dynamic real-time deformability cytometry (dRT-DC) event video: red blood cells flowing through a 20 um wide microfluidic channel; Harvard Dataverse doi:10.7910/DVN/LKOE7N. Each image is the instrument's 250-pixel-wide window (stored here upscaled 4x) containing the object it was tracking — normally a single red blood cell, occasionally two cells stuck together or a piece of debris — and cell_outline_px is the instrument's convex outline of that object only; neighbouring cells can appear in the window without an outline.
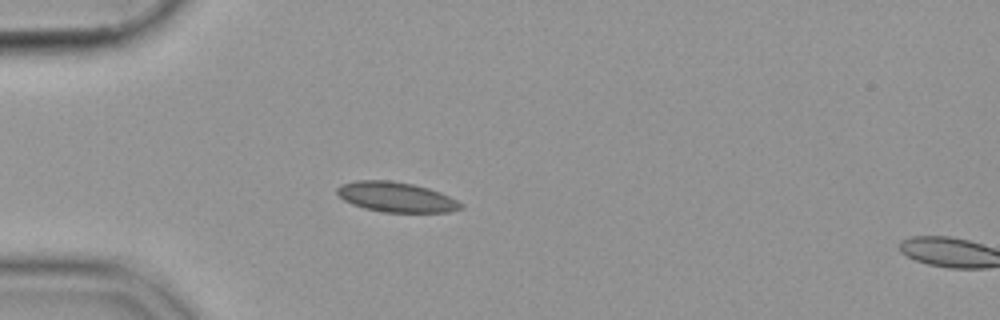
{"species": "common noctule bat (a hibernating species)", "species_latin": "Nyctalus noctula", "temperature_condition": "cold", "stored_images_in_passage": 17, "camera_frame_rate_fps": 3000, "um_per_image_px": 0.085, "animal": {"sex": "female", "body_mass_g": 19.9}, "frame": {"image": 1, "passage_image": 15, "time_ms": 4.667, "image_size_px": [1000, 320], "cell_outline_px": [[464, 208], [448, 212], [384, 212], [364, 208], [352, 204], [344, 200], [336, 192], [336, 188], [344, 184], [356, 180], [388, 180], [412, 184], [428, 188], [440, 192], [464, 204]], "centroid_in_image_um": [33.69, 16.75], "position_along_channel_um": 51.3, "area_um2": 21.5}}